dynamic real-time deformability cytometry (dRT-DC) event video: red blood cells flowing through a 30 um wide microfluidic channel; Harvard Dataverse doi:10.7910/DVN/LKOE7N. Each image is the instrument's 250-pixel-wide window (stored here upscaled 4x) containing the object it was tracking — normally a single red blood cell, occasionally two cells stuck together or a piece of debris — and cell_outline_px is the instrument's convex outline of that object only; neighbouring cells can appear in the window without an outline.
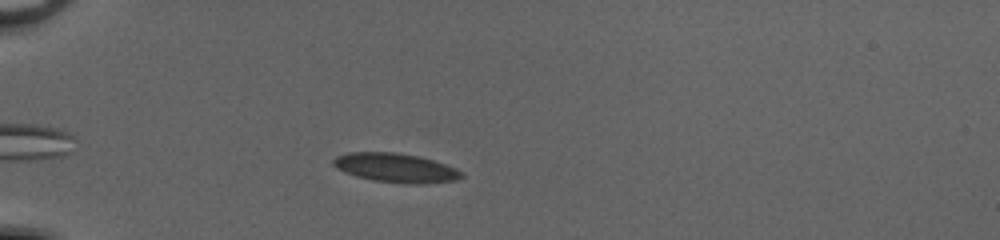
{"species": "common noctule bat (a hibernating species)", "species_latin": "Nyctalus noctula", "temperature_condition": "cold", "stored_images_in_passage": 34, "camera_frame_rate_fps": 3000, "um_per_image_px": 0.085, "animal": {"sex": "female", "body_mass_g": 20.0, "forearm_length_mm": 54.0}, "frame": {"image": 1, "passage_image": 4, "time_ms": 1.0, "image_size_px": [1000, 240], "cell_outline_px": [[464, 176], [456, 180], [420, 184], [412, 184], [372, 180], [356, 176], [344, 172], [336, 168], [332, 164], [332, 160], [336, 156], [348, 152], [396, 152], [416, 156], [432, 160], [456, 168]], "centroid_in_image_um": [33.58, 14.26], "position_along_channel_um": 51.4, "area_um2": 21.62}}
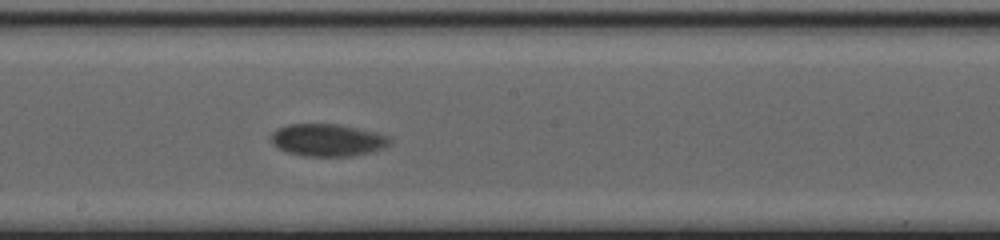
{"frame": {"image": 2, "passage_image": 19, "time_ms": 6.0, "image_size_px": [1000, 240], "cell_outline_px": [[392, 144], [372, 152], [352, 156], [304, 156], [288, 152], [272, 144], [272, 132], [276, 128], [288, 124], [336, 124], [356, 128], [388, 136], [392, 140]], "centroid_in_image_um": [27.84, 11.91], "position_along_channel_um": 220.4, "area_um2": 22.25}}
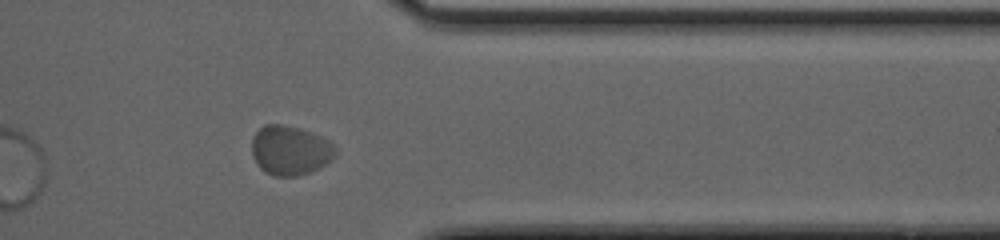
{"frame": {"image": 3, "passage_image": 32, "time_ms": 10.333, "image_size_px": [1000, 240], "cell_outline_px": [[336, 152], [320, 168], [312, 172], [296, 176], [276, 176], [264, 172], [256, 164], [252, 156], [252, 140], [256, 132], [264, 124], [280, 124], [312, 132], [328, 140], [336, 148]], "centroid_in_image_um": [24.62, 12.79], "position_along_channel_um": 386.8, "area_um2": 23.99}, "authors_computed_cell_mechanics": {"area_um2": 22.0796, "velocity_mm_per_s": 3.9604, "shape_relaxation_time_tau1_ms": 3.5629, "shape_relaxation_time_tau2_ms": null, "deformation_change_tau1": 0.0904, "deformation_change_tau2": null}}